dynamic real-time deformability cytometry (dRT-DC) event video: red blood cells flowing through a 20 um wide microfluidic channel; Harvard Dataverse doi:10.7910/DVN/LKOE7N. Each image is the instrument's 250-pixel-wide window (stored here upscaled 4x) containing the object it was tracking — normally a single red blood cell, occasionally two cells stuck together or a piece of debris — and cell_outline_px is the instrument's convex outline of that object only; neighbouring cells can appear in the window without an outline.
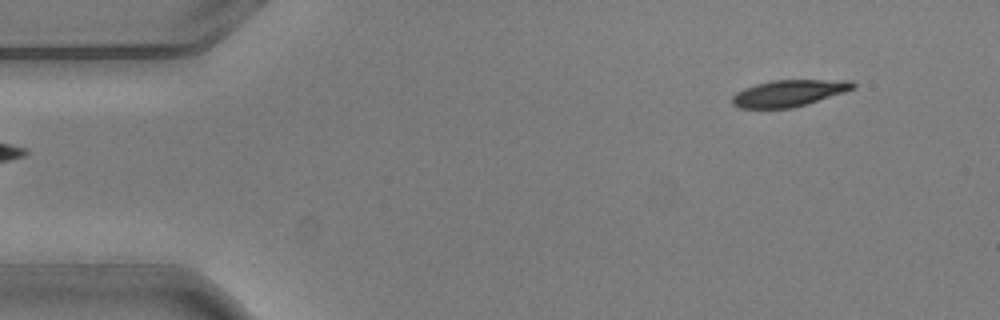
{"species": "common noctule bat (a hibernating species)", "species_latin": "Nyctalus noctula", "temperature_condition": "warm", "stored_images_in_passage": 4, "camera_frame_rate_fps": 3000, "um_per_image_px": 0.085, "animal": {"sex": "male", "body_mass_g": 20.5, "forearm_length_mm": 52.5}, "frame": {"image": 1, "passage_image": 1, "time_ms": 0.0, "image_size_px": [1000, 320], "cell_outline_px": [[856, 88], [844, 92], [792, 108], [740, 108], [732, 104], [732, 96], [736, 92], [744, 88], [756, 84], [772, 80], [852, 80], [856, 84]], "centroid_in_image_um": [67.05, 7.91], "position_along_channel_um": 17.9, "area_um2": 18.61}}